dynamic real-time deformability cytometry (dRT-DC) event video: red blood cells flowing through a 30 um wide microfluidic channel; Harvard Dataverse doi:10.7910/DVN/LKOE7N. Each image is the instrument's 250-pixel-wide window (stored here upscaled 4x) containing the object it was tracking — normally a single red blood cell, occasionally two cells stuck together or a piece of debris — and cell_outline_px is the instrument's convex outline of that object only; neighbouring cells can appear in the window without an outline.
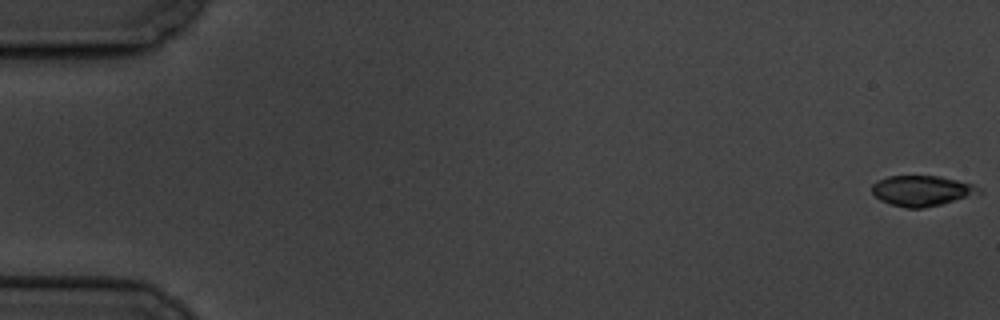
{"species": "common noctule bat (a hibernating species)", "species_latin": "Nyctalus noctula", "temperature_condition": "cold", "stored_images_in_passage": 5, "camera_frame_rate_fps": 3000, "um_per_image_px": 0.085, "animal": {"sex": "male", "body_mass_g": 19.5, "forearm_length_mm": 54.6}, "frame": {"image": 1, "passage_image": 1, "time_ms": 0.0, "image_size_px": [1000, 320], "cell_outline_px": [[984, 192], [940, 204], [920, 208], [908, 208], [892, 204], [880, 200], [872, 192], [872, 184], [888, 176], [940, 176], [972, 184], [980, 188]], "centroid_in_image_um": [78.35, 16.2], "position_along_channel_um": 6.6, "area_um2": 18.61}}